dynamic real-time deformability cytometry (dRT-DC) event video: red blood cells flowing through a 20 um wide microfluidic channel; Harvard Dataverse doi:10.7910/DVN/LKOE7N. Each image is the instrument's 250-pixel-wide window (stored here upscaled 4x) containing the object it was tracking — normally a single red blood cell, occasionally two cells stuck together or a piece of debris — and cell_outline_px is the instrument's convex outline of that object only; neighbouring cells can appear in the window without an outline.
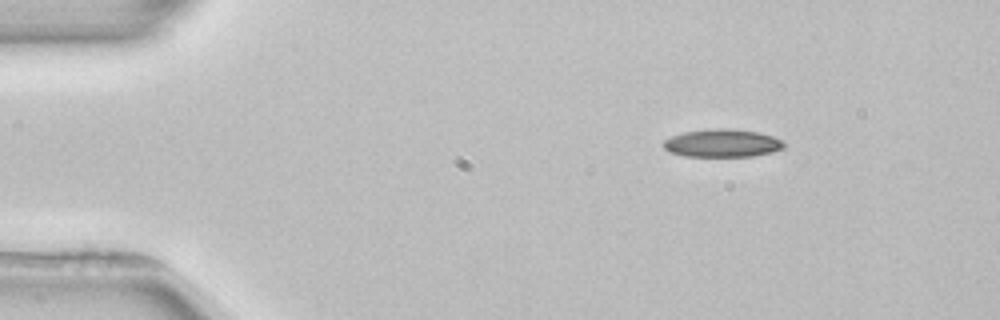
{"species": "common noctule bat (a hibernating species)", "species_latin": "Nyctalus noctula", "temperature_condition": "room temperature", "stored_images_in_passage": 3, "camera_frame_rate_fps": 3000, "um_per_image_px": 0.085, "animal": {"sex": "female", "body_mass_g": 22.7, "forearm_length_mm": 54.2}, "frame": {"image": 1, "passage_image": 1, "time_ms": 0.0, "image_size_px": [1000, 320], "cell_outline_px": [[784, 148], [772, 152], [752, 156], [684, 156], [668, 152], [664, 148], [664, 140], [672, 136], [684, 132], [712, 128], [736, 128], [756, 132], [772, 136], [784, 140]], "centroid_in_image_um": [61.4, 12.16], "position_along_channel_um": 23.6, "area_um2": 19.71}}
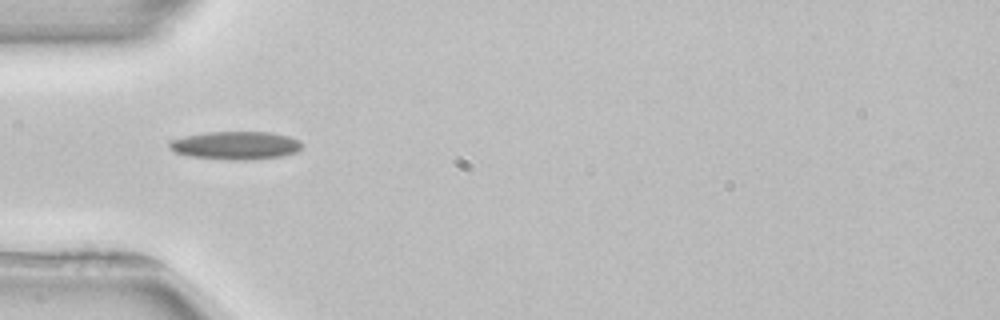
{"frame": {"image": 2, "passage_image": 3, "time_ms": 3.0, "image_size_px": [1000, 320], "cell_outline_px": [[304, 144], [296, 152], [280, 156], [244, 160], [232, 160], [188, 156], [176, 152], [168, 144], [172, 140], [184, 136], [208, 132], [268, 132], [288, 136], [300, 140]], "centroid_in_image_um": [20.05, 12.35], "position_along_channel_um": 64.9, "area_um2": 21.5}}